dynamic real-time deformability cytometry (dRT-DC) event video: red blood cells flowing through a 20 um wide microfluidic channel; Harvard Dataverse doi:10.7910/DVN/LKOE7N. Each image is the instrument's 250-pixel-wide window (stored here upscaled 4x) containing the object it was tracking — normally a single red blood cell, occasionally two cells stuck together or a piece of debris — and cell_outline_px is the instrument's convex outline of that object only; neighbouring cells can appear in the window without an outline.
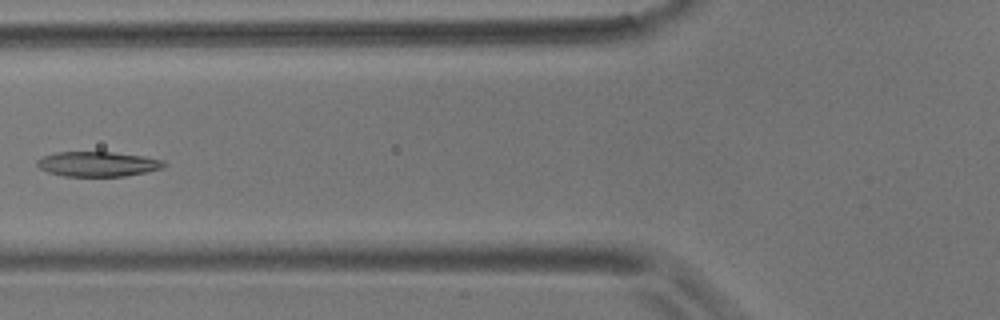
{"species": "common noctule bat (a hibernating species)", "species_latin": "Nyctalus noctula", "temperature_condition": "room temperature", "stored_images_in_passage": 5, "camera_frame_rate_fps": 3000, "um_per_image_px": 0.085, "animal": {"sex": "male", "body_mass_g": 17.9}, "frame": {"image": 1, "passage_image": 5, "time_ms": 5.667, "image_size_px": [1000, 320], "cell_outline_px": [[164, 168], [124, 176], [64, 176], [48, 172], [40, 168], [36, 164], [36, 160], [40, 156], [56, 152], [112, 152], [144, 156], [164, 160]], "centroid_in_image_um": [8.27, 13.93], "position_along_channel_um": 117.5, "area_um2": 18.44}}